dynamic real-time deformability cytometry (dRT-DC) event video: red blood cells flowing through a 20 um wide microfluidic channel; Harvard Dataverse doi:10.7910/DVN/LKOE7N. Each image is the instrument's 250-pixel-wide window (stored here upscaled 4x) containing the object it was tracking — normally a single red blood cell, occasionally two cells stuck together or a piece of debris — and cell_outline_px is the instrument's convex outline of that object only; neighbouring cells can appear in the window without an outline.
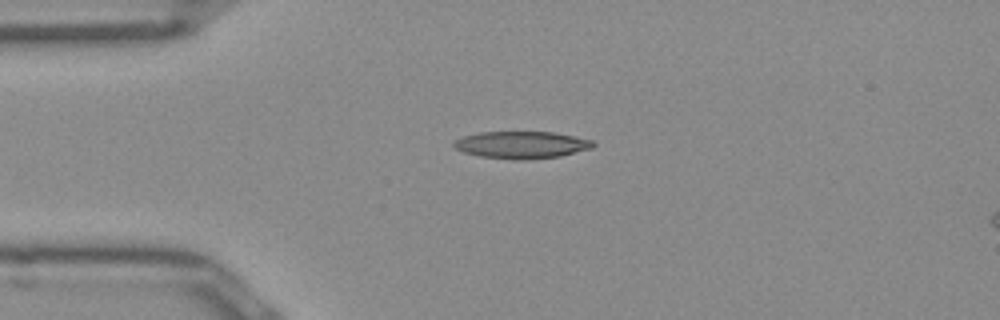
{"species": "Egyptian fruit bat (a non-hibernating species)", "species_latin": "Rousettus aegyptiacus", "temperature_condition": "room temperature", "stored_images_in_passage": 40, "camera_frame_rate_fps": 3000, "um_per_image_px": 0.085, "frame": {"image": 1, "passage_image": 1, "time_ms": 0.0, "image_size_px": [1000, 320], "cell_outline_px": [[596, 144], [592, 148], [560, 156], [528, 160], [512, 160], [480, 156], [464, 152], [456, 148], [452, 144], [456, 140], [464, 136], [480, 132], [552, 132], [592, 140]], "centroid_in_image_um": [44.34, 12.32], "position_along_channel_um": 40.7, "area_um2": 21.96}}
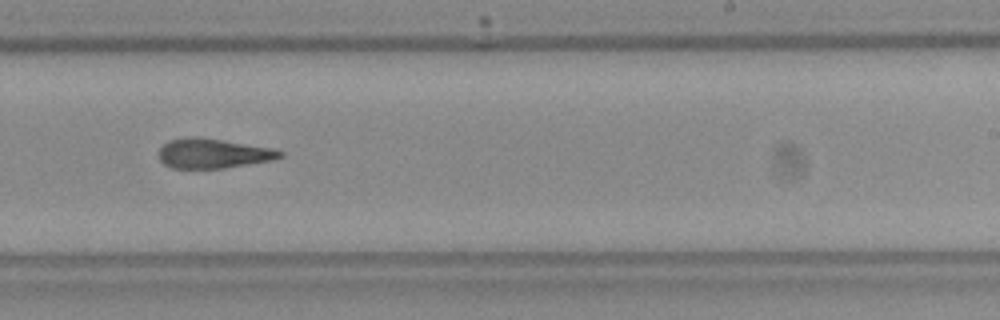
{"frame": {"image": 2, "passage_image": 20, "time_ms": 6.333, "image_size_px": [1000, 320], "cell_outline_px": [[284, 156], [272, 160], [224, 168], [172, 168], [164, 164], [160, 160], [160, 148], [168, 140], [220, 140], [276, 148], [284, 152]], "centroid_in_image_um": [18.21, 13.09], "position_along_channel_um": 270.8, "area_um2": 20.11}}
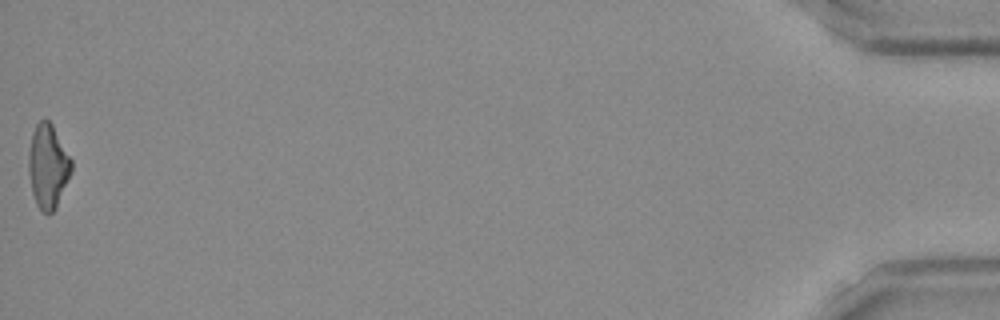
{"frame": {"image": 3, "passage_image": 40, "time_ms": 13.0, "image_size_px": [1000, 320], "cell_outline_px": [[72, 172], [56, 208], [52, 212], [44, 212], [36, 204], [32, 192], [28, 172], [28, 156], [32, 132], [36, 124], [44, 116], [52, 124], [72, 160]], "centroid_in_image_um": [4.07, 14.1], "position_along_channel_um": 431.1, "area_um2": 21.04}, "authors_computed_cell_mechanics": {"area_um2": 21.1837, "velocity_mm_per_s": 3.9681, "shape_relaxation_time_tau1_ms": null, "shape_relaxation_time_tau2_ms": 4.7198, "deformation_change_tau1": null, "deformation_change_tau2": 0.175}}